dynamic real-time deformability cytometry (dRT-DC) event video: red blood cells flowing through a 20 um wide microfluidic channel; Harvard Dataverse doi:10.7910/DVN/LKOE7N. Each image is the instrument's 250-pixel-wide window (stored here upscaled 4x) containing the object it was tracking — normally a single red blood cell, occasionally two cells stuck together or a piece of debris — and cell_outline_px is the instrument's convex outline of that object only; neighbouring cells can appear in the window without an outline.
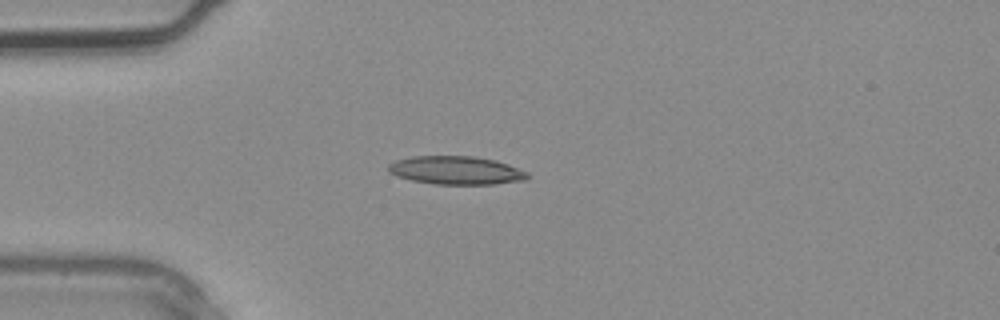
{"species": "common noctule bat (a hibernating species)", "species_latin": "Nyctalus noctula", "temperature_condition": "warm", "stored_images_in_passage": 2, "camera_frame_rate_fps": 3000, "um_per_image_px": 0.085, "animal": {"sex": "male", "body_mass_g": 20.4}, "frame": {"image": 1, "passage_image": 2, "time_ms": 0.333, "image_size_px": [1000, 320], "cell_outline_px": [[528, 176], [524, 180], [496, 184], [436, 184], [412, 180], [396, 176], [388, 172], [388, 164], [396, 160], [412, 156], [476, 156], [496, 160], [508, 164], [528, 172]], "centroid_in_image_um": [38.76, 14.47], "position_along_channel_um": 46.2, "area_um2": 23.0}}